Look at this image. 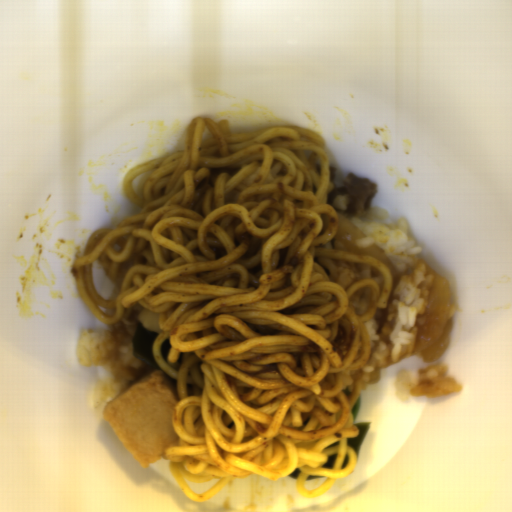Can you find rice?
<instances>
[{
	"instance_id": "rice-1",
	"label": "rice",
	"mask_w": 512,
	"mask_h": 512,
	"mask_svg": "<svg viewBox=\"0 0 512 512\" xmlns=\"http://www.w3.org/2000/svg\"><path fill=\"white\" fill-rule=\"evenodd\" d=\"M335 212L344 216L365 235L356 240L357 249L377 245L391 260L397 274H401V281L393 292L398 296L394 300L397 314L388 343L376 335L377 322L374 315L370 320L362 322L370 340V355L359 370L341 372L342 391L347 398L357 379L362 380V386L376 384L381 377L380 369L416 354L413 349L418 333L417 316L426 311L434 277L427 275L425 265L419 262L423 250L421 246L415 245L416 240L409 235L405 217L389 222V211L385 207L370 205L360 217Z\"/></svg>"
},
{
	"instance_id": "rice-2",
	"label": "rice",
	"mask_w": 512,
	"mask_h": 512,
	"mask_svg": "<svg viewBox=\"0 0 512 512\" xmlns=\"http://www.w3.org/2000/svg\"><path fill=\"white\" fill-rule=\"evenodd\" d=\"M143 309L137 302L127 319L86 328L78 338L75 357L79 366L105 368L103 378L94 385V409L104 410L119 393L156 369L133 354V337Z\"/></svg>"
},
{
	"instance_id": "rice-3",
	"label": "rice",
	"mask_w": 512,
	"mask_h": 512,
	"mask_svg": "<svg viewBox=\"0 0 512 512\" xmlns=\"http://www.w3.org/2000/svg\"><path fill=\"white\" fill-rule=\"evenodd\" d=\"M460 388V383L447 375L446 366L442 364L419 368L416 382L412 381L408 371L403 368L398 371L394 383L396 400L402 403L416 396L434 398L455 394Z\"/></svg>"
},
{
	"instance_id": "rice-4",
	"label": "rice",
	"mask_w": 512,
	"mask_h": 512,
	"mask_svg": "<svg viewBox=\"0 0 512 512\" xmlns=\"http://www.w3.org/2000/svg\"><path fill=\"white\" fill-rule=\"evenodd\" d=\"M315 248L342 250L349 253L348 248L335 237L325 244L319 243V245L315 246Z\"/></svg>"
}]
</instances>
